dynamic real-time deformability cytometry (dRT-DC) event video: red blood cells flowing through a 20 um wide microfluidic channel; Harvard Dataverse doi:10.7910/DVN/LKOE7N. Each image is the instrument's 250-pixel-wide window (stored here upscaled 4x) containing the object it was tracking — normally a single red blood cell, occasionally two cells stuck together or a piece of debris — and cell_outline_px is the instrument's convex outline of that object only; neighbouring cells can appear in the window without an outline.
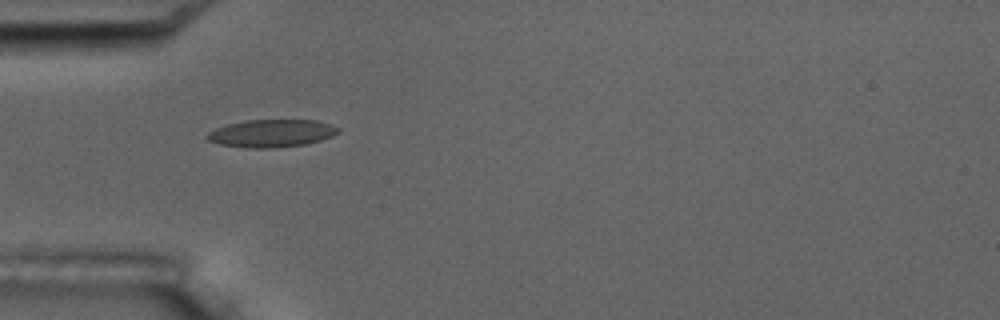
{"species": "common noctule bat (a hibernating species)", "species_latin": "Nyctalus noctula", "temperature_condition": "room temperature", "stored_images_in_passage": 6, "camera_frame_rate_fps": 3000, "um_per_image_px": 0.085, "animal": {"sex": "male", "body_mass_g": 17.5, "forearm_length_mm": 52.3}, "frame": {"image": 1, "passage_image": 5, "time_ms": 4.667, "image_size_px": [1000, 320], "cell_outline_px": [[340, 132], [332, 136], [320, 140], [304, 144], [276, 148], [248, 148], [220, 144], [208, 140], [204, 136], [208, 132], [216, 128], [228, 124], [244, 120], [316, 120], [340, 128]], "centroid_in_image_um": [23.06, 11.33], "position_along_channel_um": 61.9, "area_um2": 21.1}}